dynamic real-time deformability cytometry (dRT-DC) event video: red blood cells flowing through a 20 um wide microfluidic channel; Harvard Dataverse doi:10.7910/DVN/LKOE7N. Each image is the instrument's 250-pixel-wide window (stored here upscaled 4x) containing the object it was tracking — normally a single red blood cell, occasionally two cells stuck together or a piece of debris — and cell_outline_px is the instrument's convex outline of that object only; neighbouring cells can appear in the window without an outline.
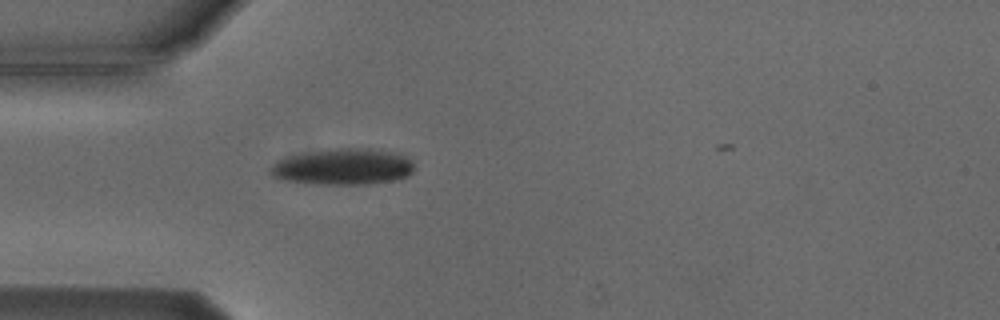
{"species": "Egyptian fruit bat (a non-hibernating species)", "species_latin": "Rousettus aegyptiacus", "temperature_condition": "cold", "stored_images_in_passage": 1, "camera_frame_rate_fps": 3000, "um_per_image_px": 0.085, "animal": {"sex": "male"}, "frame": {"image": 1, "passage_image": 1, "time_ms": 0.0, "image_size_px": [1000, 320], "cell_outline_px": [[412, 172], [408, 176], [392, 180], [368, 184], [312, 184], [280, 180], [272, 176], [268, 172], [268, 168], [276, 160], [288, 156], [336, 148], [368, 148], [388, 152], [404, 156], [412, 160]], "centroid_in_image_um": [29.07, 14.19], "position_along_channel_um": 55.9, "area_um2": 30.29}}